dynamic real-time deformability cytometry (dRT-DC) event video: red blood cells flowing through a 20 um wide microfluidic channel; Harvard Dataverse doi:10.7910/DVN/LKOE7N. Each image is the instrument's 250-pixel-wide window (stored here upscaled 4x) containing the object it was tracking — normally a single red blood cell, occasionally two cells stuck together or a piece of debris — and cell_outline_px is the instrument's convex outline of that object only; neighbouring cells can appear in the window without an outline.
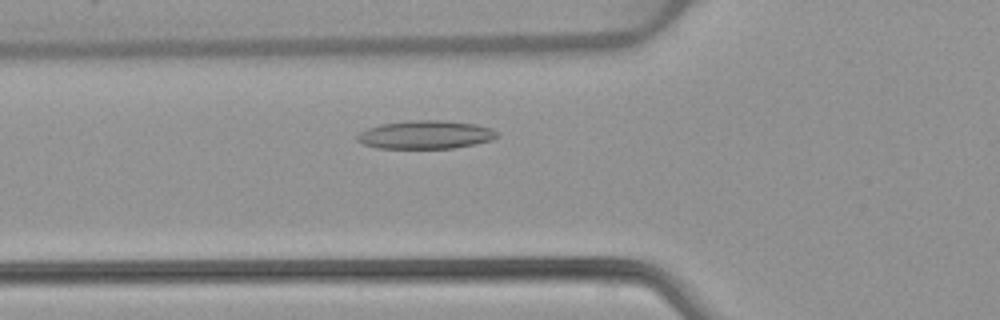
{"species": "common noctule bat (a hibernating species)", "species_latin": "Nyctalus noctula", "temperature_condition": "warm", "stored_images_in_passage": 47, "camera_frame_rate_fps": 3000, "um_per_image_px": 0.085, "animal": {"sex": "female", "body_mass_g": 22.7, "forearm_length_mm": 54.2}, "frame": {"image": 1, "passage_image": 13, "time_ms": 4.0, "image_size_px": [1000, 320], "cell_outline_px": [[500, 136], [492, 140], [476, 144], [456, 148], [376, 148], [364, 144], [356, 140], [356, 136], [360, 132], [368, 128], [380, 124], [412, 120], [444, 120], [476, 124], [492, 128]], "centroid_in_image_um": [36.2, 11.45], "position_along_channel_um": 89.6, "area_um2": 23.24}}
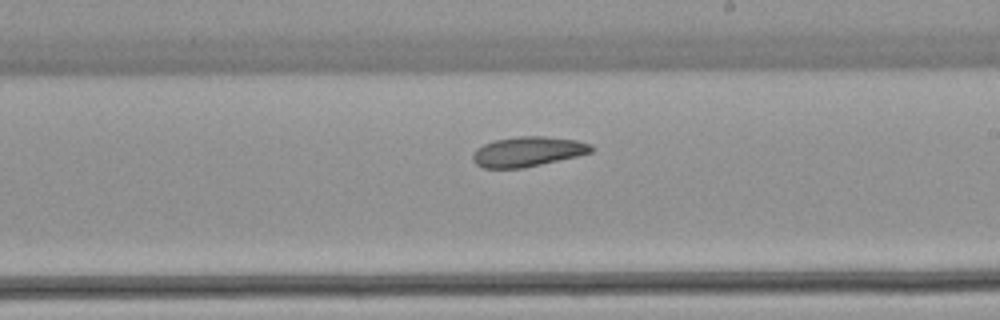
{"frame": {"image": 2, "passage_image": 25, "time_ms": 8.0, "image_size_px": [1000, 320], "cell_outline_px": [[592, 152], [576, 156], [524, 168], [484, 168], [476, 164], [472, 160], [472, 156], [476, 148], [484, 144], [496, 140], [520, 136], [544, 136], [576, 140], [592, 144]], "centroid_in_image_um": [44.84, 12.89], "position_along_channel_um": 244.2, "area_um2": 20.52}}
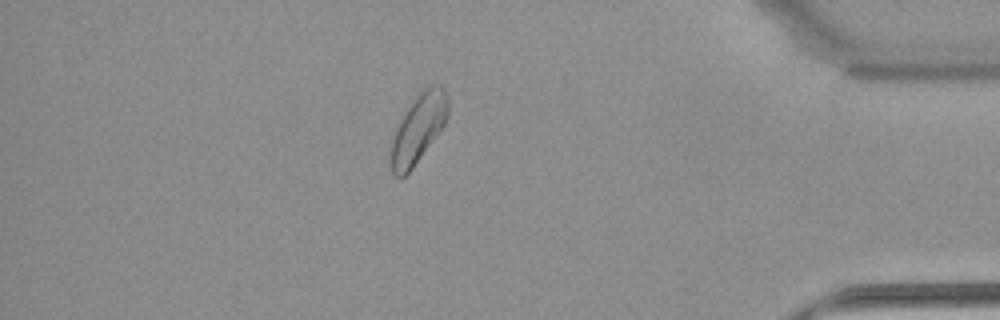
{"frame": {"image": 3, "passage_image": 40, "time_ms": 13.0, "image_size_px": [1000, 320], "cell_outline_px": [[448, 116], [444, 124], [412, 168], [400, 180], [392, 172], [392, 140], [396, 124], [404, 112], [416, 96], [420, 92], [432, 84], [440, 84], [444, 88], [448, 96]], "centroid_in_image_um": [35.56, 10.88], "position_along_channel_um": 399.6, "area_um2": 22.48}, "authors_computed_cell_mechanics": {"area_um2": 22.3108, "velocity_mm_per_s": 3.8615, "shape_relaxation_time_tau1_ms": null, "shape_relaxation_time_tau2_ms": 9.7529, "deformation_change_tau1": null, "deformation_change_tau2": 0.1503}}